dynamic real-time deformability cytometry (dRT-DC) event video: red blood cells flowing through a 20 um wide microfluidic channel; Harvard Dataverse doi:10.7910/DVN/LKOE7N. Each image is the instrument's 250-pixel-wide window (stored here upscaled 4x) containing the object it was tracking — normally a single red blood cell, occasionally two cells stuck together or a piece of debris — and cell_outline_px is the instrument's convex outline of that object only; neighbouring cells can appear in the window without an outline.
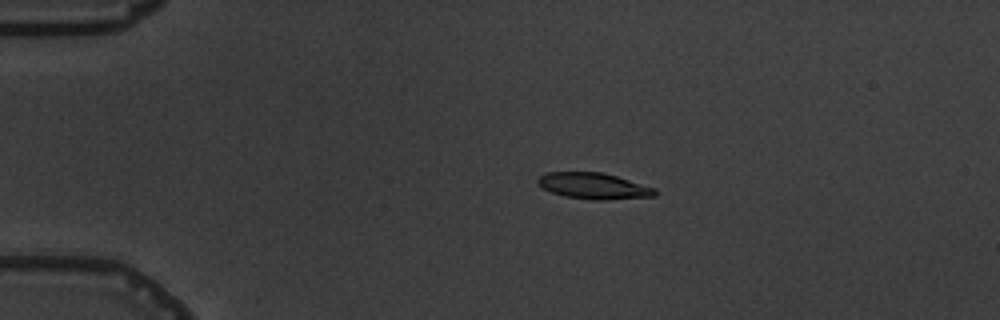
{"species": "common noctule bat (a hibernating species)", "species_latin": "Nyctalus noctula", "temperature_condition": "warm", "stored_images_in_passage": 6, "camera_frame_rate_fps": 3000, "um_per_image_px": 0.085, "animal": {"sex": "male", "body_mass_g": 19.5, "forearm_length_mm": 54.6}, "frame": {"image": 1, "passage_image": 4, "time_ms": 4.0, "image_size_px": [1000, 320], "cell_outline_px": [[656, 196], [604, 200], [592, 200], [564, 196], [552, 192], [544, 188], [536, 180], [540, 176], [548, 172], [604, 172], [656, 188]], "centroid_in_image_um": [50.49, 15.8], "position_along_channel_um": 34.5, "area_um2": 17.8}}
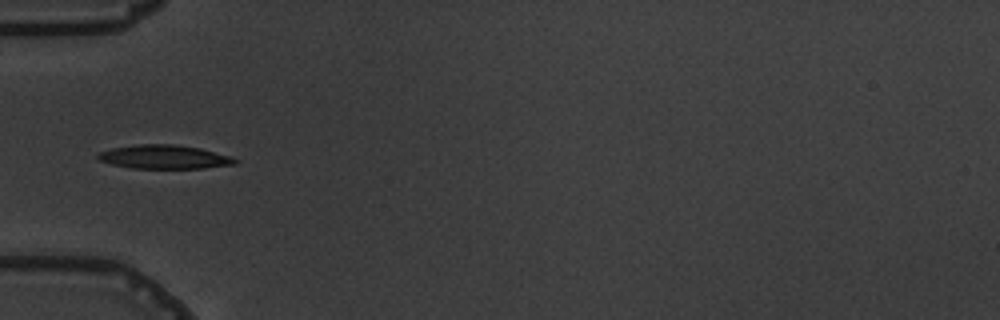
{"frame": {"image": 2, "passage_image": 6, "time_ms": 6.333, "image_size_px": [1000, 320], "cell_outline_px": [[240, 160], [236, 164], [204, 168], [132, 168], [112, 164], [100, 160], [96, 156], [100, 152], [112, 148], [140, 144], [176, 144], [200, 148], [232, 156]], "centroid_in_image_um": [14.03, 13.33], "position_along_channel_um": 71.0, "area_um2": 19.02}}